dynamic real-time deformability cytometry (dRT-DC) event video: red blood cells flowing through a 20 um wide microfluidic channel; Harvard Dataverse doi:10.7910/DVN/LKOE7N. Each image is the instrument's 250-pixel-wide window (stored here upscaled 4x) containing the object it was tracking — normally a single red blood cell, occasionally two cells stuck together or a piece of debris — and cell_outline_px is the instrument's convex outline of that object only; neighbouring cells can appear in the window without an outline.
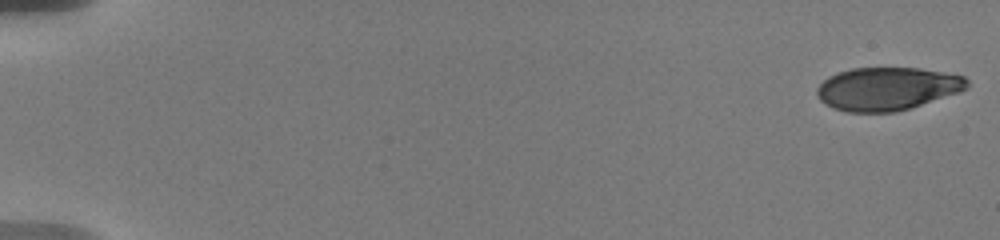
{"species": "human", "species_latin": "Homo sapiens", "temperature_condition": "warm", "stored_images_in_passage": 14, "camera_frame_rate_fps": 3000, "um_per_image_px": 0.085, "donor": {"sex": "male"}, "frame": {"image": 1, "passage_image": 1, "time_ms": 0.0, "image_size_px": [1000, 240], "cell_outline_px": [[968, 88], [960, 92], [912, 108], [896, 112], [844, 112], [832, 108], [824, 104], [820, 100], [816, 92], [816, 88], [828, 76], [852, 68], [920, 68], [944, 72], [964, 76], [968, 80]], "centroid_in_image_um": [75.42, 7.55], "position_along_channel_um": 9.6, "area_um2": 37.97}}
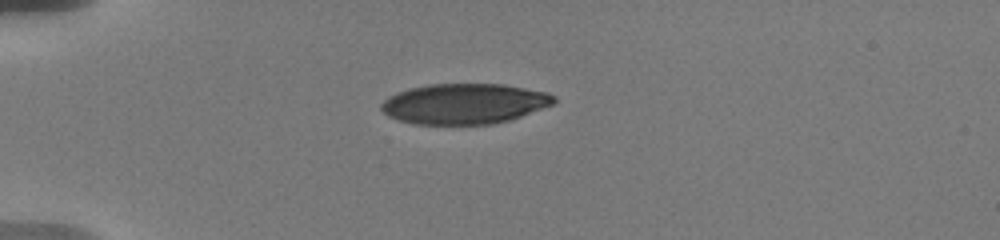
{"frame": {"image": 2, "passage_image": 12, "time_ms": 5.0, "image_size_px": [1000, 240], "cell_outline_px": [[556, 104], [512, 120], [492, 124], [412, 124], [396, 120], [388, 116], [380, 108], [380, 104], [388, 96], [396, 92], [408, 88], [428, 84], [504, 84], [548, 92], [556, 96]], "centroid_in_image_um": [39.49, 8.82], "position_along_channel_um": 45.5, "area_um2": 41.33}}
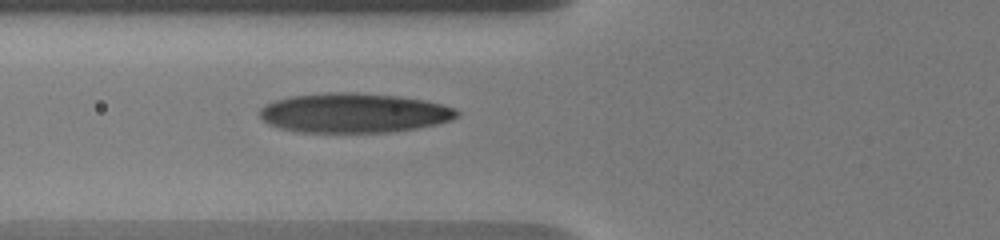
{"frame": {"image": 3, "passage_image": 14, "time_ms": 7.333, "image_size_px": [1000, 240], "cell_outline_px": [[460, 112], [452, 120], [436, 124], [416, 128], [388, 132], [300, 132], [280, 128], [268, 124], [260, 116], [260, 108], [264, 104], [288, 96], [328, 92], [356, 92], [400, 96], [424, 100], [456, 108]], "centroid_in_image_um": [30.06, 9.59], "position_along_channel_um": 95.7, "area_um2": 45.6}}